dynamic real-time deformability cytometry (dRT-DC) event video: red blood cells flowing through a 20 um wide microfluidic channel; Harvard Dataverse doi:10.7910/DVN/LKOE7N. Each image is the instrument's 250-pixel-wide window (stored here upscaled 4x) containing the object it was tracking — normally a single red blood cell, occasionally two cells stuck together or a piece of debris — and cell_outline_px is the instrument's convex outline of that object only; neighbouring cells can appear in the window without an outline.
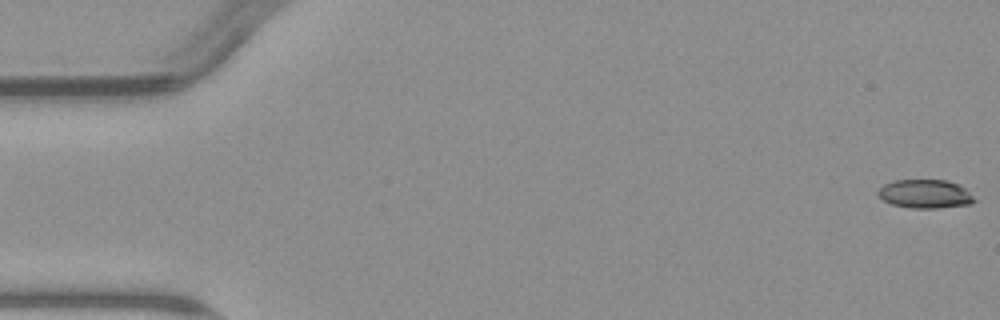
{"species": "common noctule bat (a hibernating species)", "species_latin": "Nyctalus noctula", "temperature_condition": "warm", "stored_images_in_passage": 5, "segment_of_instrument_passage": [1, 2], "camera_frame_rate_fps": 3000, "um_per_image_px": 0.085, "animal": {"sex": "male", "body_mass_g": 23.1, "forearm_length_mm": 52.7}, "frame": {"image": 1, "passage_image": 1, "time_ms": 0.0, "image_size_px": [1000, 320], "cell_outline_px": [[976, 200], [972, 204], [936, 208], [912, 208], [892, 204], [884, 200], [876, 192], [884, 184], [896, 180], [948, 180], [964, 188]], "centroid_in_image_um": [78.64, 16.48], "position_along_channel_um": 6.4, "area_um2": 15.9}}
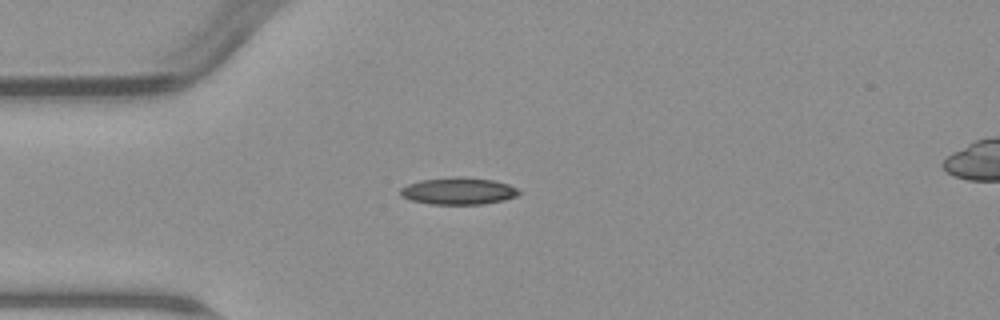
{"frame": {"image": 2, "passage_image": 4, "time_ms": 4.667, "image_size_px": [1000, 320], "cell_outline_px": [[520, 192], [516, 196], [504, 200], [484, 204], [432, 204], [412, 200], [400, 196], [400, 188], [408, 184], [420, 180], [456, 176], [464, 176], [492, 180], [508, 184], [516, 188]], "centroid_in_image_um": [38.95, 16.23], "position_along_channel_um": 46.1, "area_um2": 18.67}}